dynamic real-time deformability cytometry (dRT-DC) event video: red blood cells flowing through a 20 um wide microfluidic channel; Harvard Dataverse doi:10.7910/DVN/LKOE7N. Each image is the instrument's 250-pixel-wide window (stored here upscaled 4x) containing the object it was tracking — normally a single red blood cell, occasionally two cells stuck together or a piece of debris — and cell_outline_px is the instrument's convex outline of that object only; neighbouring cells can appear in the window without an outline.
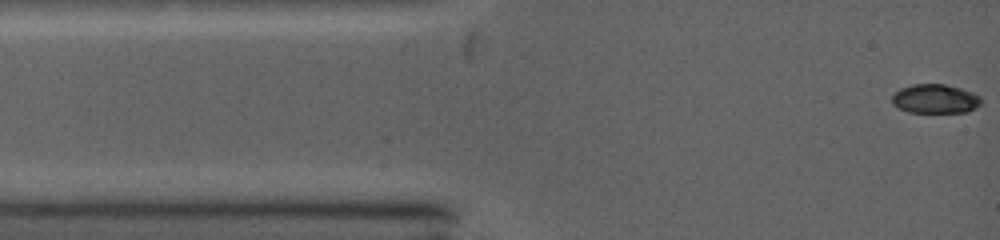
{"species": "common noctule bat (a hibernating species)", "species_latin": "Nyctalus noctula", "temperature_condition": "warm", "stored_images_in_passage": 89, "camera_frame_rate_fps": 5000, "um_per_image_px": 0.085, "animal": {"sex": "female", "body_mass_g": 19.0, "forearm_length_mm": 53.3}, "frame": {"image": 1, "passage_image": 1, "time_ms": 0.0, "image_size_px": [1000, 240], "cell_outline_px": [[980, 104], [976, 108], [968, 112], [908, 112], [896, 108], [892, 104], [892, 96], [900, 88], [912, 84], [944, 84], [960, 88], [972, 92], [980, 96]], "centroid_in_image_um": [79.46, 8.4], "position_along_channel_um": 5.5, "area_um2": 15.2}}
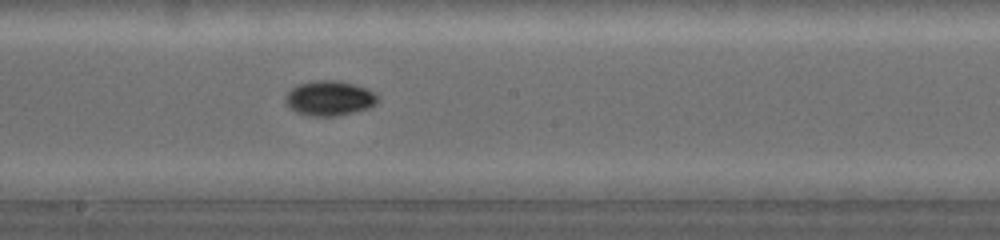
{"frame": {"image": 2, "passage_image": 41, "time_ms": 6.4, "image_size_px": [1000, 240], "cell_outline_px": [[380, 100], [376, 104], [368, 108], [336, 116], [304, 116], [288, 108], [284, 100], [284, 96], [292, 88], [300, 84], [320, 80], [336, 80], [368, 88], [380, 96]], "centroid_in_image_um": [28.0, 8.36], "position_along_channel_um": 220.2, "area_um2": 18.96}}
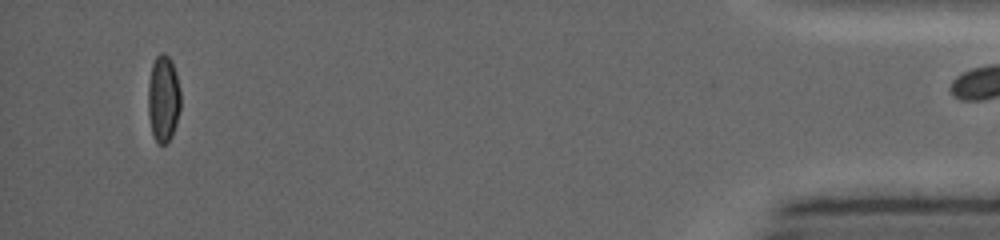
{"frame": {"image": 3, "passage_image": 88, "time_ms": 13.4, "image_size_px": [1000, 240], "cell_outline_px": [[180, 108], [176, 124], [172, 136], [164, 144], [156, 144], [152, 136], [148, 116], [148, 84], [152, 64], [156, 56], [160, 52], [164, 52], [172, 60], [176, 72], [180, 88]], "centroid_in_image_um": [13.87, 8.38], "position_along_channel_um": 421.3, "area_um2": 16.82}}